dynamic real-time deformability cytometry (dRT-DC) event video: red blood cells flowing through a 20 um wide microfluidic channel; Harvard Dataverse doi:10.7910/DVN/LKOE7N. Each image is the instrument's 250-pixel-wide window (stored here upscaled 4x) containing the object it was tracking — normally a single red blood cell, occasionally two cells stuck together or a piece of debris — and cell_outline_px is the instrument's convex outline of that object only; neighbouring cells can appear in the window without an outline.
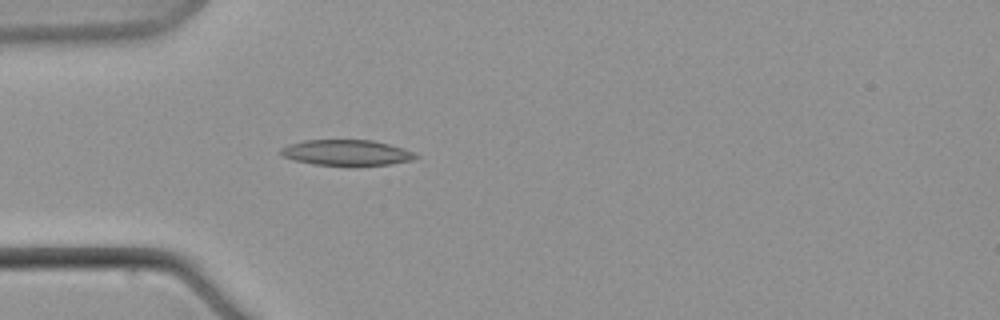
{"species": "common noctule bat (a hibernating species)", "species_latin": "Nyctalus noctula", "temperature_condition": "warm", "stored_images_in_passage": 9, "camera_frame_rate_fps": 3000, "um_per_image_px": 0.085, "animal": {"sex": "male", "body_mass_g": 21.5, "forearm_length_mm": 52.0}, "frame": {"image": 1, "passage_image": 6, "time_ms": 7.0, "image_size_px": [1000, 320], "cell_outline_px": [[420, 156], [412, 160], [392, 164], [356, 168], [348, 168], [312, 164], [296, 160], [284, 156], [276, 152], [280, 148], [304, 140], [372, 140], [404, 148]], "centroid_in_image_um": [29.48, 13.02], "position_along_channel_um": 55.5, "area_um2": 20.98}}
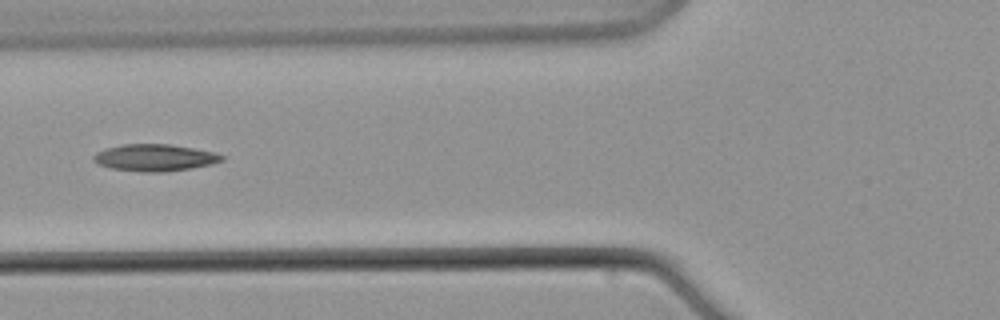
{"frame": {"image": 2, "passage_image": 8, "time_ms": 9.333, "image_size_px": [1000, 320], "cell_outline_px": [[224, 160], [212, 164], [192, 168], [164, 172], [144, 172], [112, 168], [96, 164], [92, 160], [92, 156], [96, 152], [104, 148], [124, 144], [168, 144], [192, 148], [212, 152], [224, 156]], "centroid_in_image_um": [13.11, 13.4], "position_along_channel_um": 112.7, "area_um2": 20.11}}